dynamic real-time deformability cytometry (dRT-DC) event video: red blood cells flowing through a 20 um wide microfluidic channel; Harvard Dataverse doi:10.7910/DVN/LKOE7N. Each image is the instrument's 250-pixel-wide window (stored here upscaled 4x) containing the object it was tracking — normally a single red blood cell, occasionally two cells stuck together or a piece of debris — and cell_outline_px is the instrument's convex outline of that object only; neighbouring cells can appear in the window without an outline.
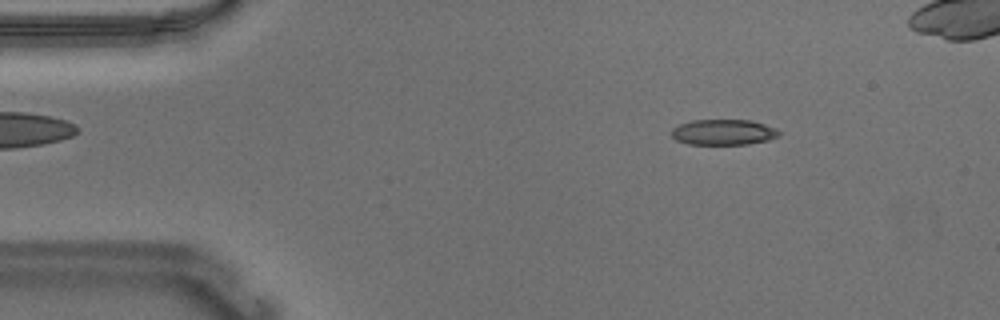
{"species": "Egyptian fruit bat (a non-hibernating species)", "species_latin": "Rousettus aegyptiacus", "temperature_condition": "warm", "stored_images_in_passage": 50, "camera_frame_rate_fps": 3000, "um_per_image_px": 0.085, "animal": {"sex": "male"}, "frame": {"image": 1, "passage_image": 7, "time_ms": 2.0, "image_size_px": [1000, 320], "cell_outline_px": [[780, 136], [768, 140], [748, 144], [688, 144], [676, 140], [672, 136], [672, 128], [680, 124], [692, 120], [752, 120], [776, 128], [780, 132]], "centroid_in_image_um": [61.51, 11.23], "position_along_channel_um": 23.5, "area_um2": 16.07}}
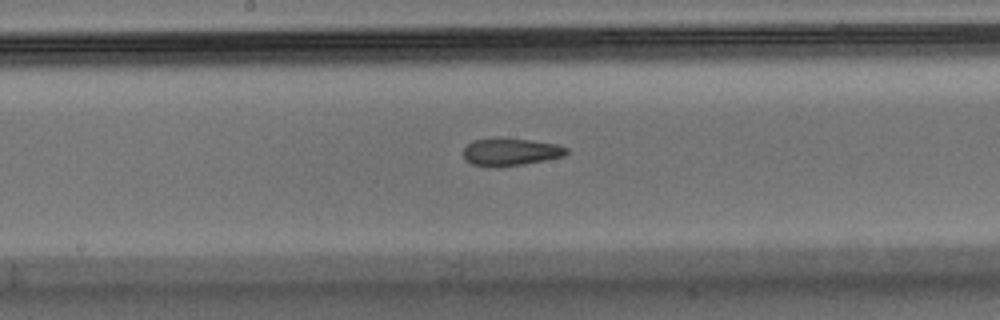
{"frame": {"image": 2, "passage_image": 27, "time_ms": 8.667, "image_size_px": [1000, 320], "cell_outline_px": [[568, 152], [564, 156], [524, 164], [496, 168], [472, 164], [464, 160], [464, 148], [472, 140], [528, 140], [556, 144], [568, 148]], "centroid_in_image_um": [43.39, 12.96], "position_along_channel_um": 204.8, "area_um2": 16.07}}
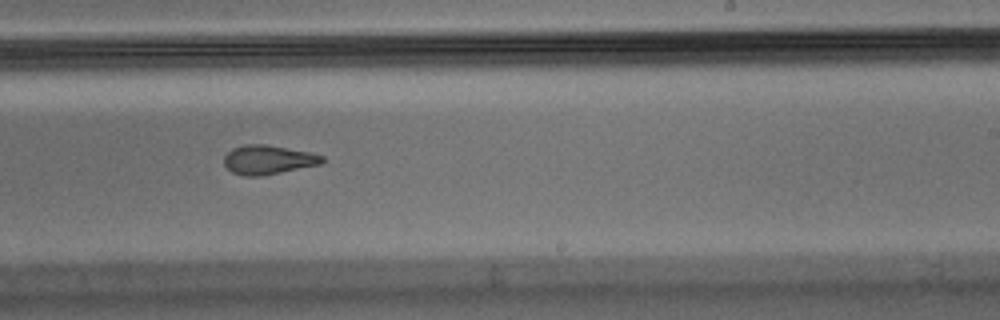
{"frame": {"image": 3, "passage_image": 32, "time_ms": 10.333, "image_size_px": [1000, 320], "cell_outline_px": [[324, 160], [320, 164], [264, 176], [244, 176], [232, 172], [224, 164], [224, 156], [232, 148], [244, 144], [268, 144], [312, 152], [324, 156]], "centroid_in_image_um": [22.8, 13.57], "position_along_channel_um": 266.2, "area_um2": 16.88}}